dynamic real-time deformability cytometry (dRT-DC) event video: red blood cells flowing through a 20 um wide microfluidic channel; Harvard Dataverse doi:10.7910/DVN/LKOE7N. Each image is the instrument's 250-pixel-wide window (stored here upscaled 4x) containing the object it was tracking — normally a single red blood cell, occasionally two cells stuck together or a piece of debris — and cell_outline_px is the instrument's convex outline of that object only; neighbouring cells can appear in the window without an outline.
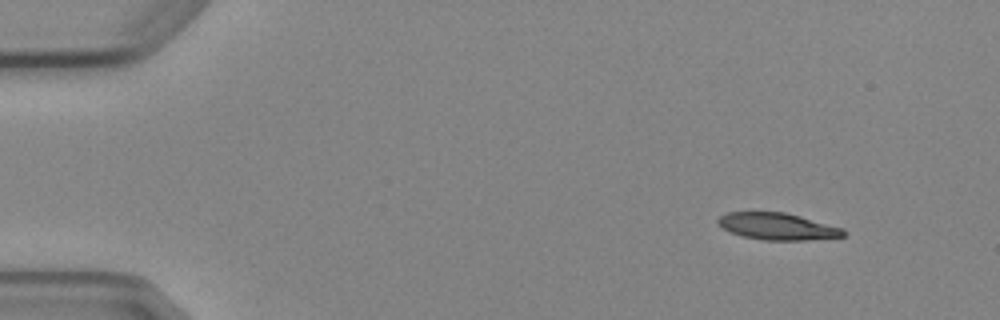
{"species": "Egyptian fruit bat (a non-hibernating species)", "species_latin": "Rousettus aegyptiacus", "temperature_condition": "cold", "stored_images_in_passage": 5, "camera_frame_rate_fps": 3000, "um_per_image_px": 0.085, "animal": {"sex": "female"}, "frame": {"image": 1, "passage_image": 1, "time_ms": 0.0, "image_size_px": [1000, 320], "cell_outline_px": [[844, 236], [804, 240], [764, 240], [744, 236], [732, 232], [724, 228], [716, 220], [720, 216], [728, 212], [784, 212], [800, 216], [844, 228]], "centroid_in_image_um": [66.1, 19.24], "position_along_channel_um": 18.9, "area_um2": 19.31}}
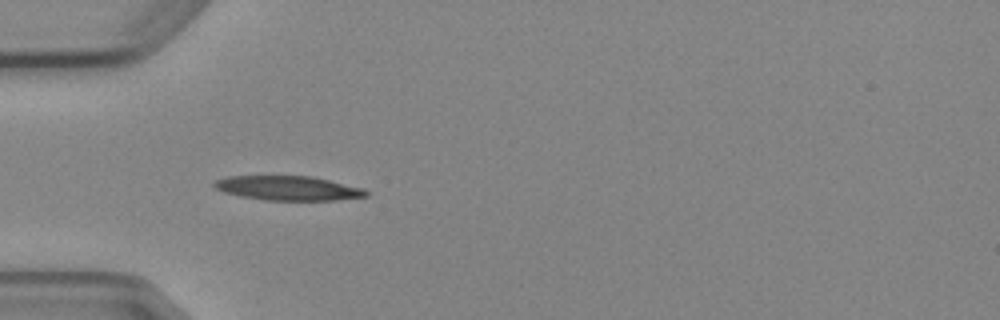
{"frame": {"image": 2, "passage_image": 4, "time_ms": 3.667, "image_size_px": [1000, 320], "cell_outline_px": [[368, 196], [332, 200], [264, 200], [240, 196], [224, 192], [216, 188], [212, 184], [216, 180], [228, 176], [312, 176], [364, 188], [368, 192]], "centroid_in_image_um": [24.49, 15.99], "position_along_channel_um": 60.5, "area_um2": 21.5}}
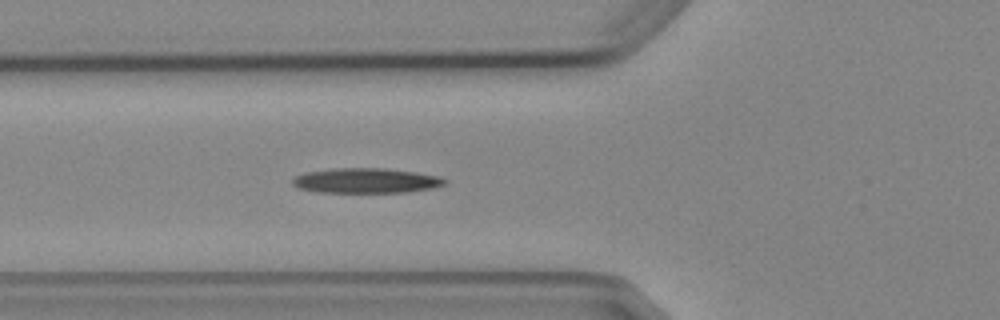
{"frame": {"image": 3, "passage_image": 5, "time_ms": 4.667, "image_size_px": [1000, 320], "cell_outline_px": [[448, 184], [432, 188], [404, 192], [316, 192], [300, 188], [292, 184], [292, 180], [296, 176], [304, 172], [332, 168], [384, 168], [416, 172], [440, 176], [448, 180]], "centroid_in_image_um": [31.14, 15.34], "position_along_channel_um": 94.7, "area_um2": 22.25}}